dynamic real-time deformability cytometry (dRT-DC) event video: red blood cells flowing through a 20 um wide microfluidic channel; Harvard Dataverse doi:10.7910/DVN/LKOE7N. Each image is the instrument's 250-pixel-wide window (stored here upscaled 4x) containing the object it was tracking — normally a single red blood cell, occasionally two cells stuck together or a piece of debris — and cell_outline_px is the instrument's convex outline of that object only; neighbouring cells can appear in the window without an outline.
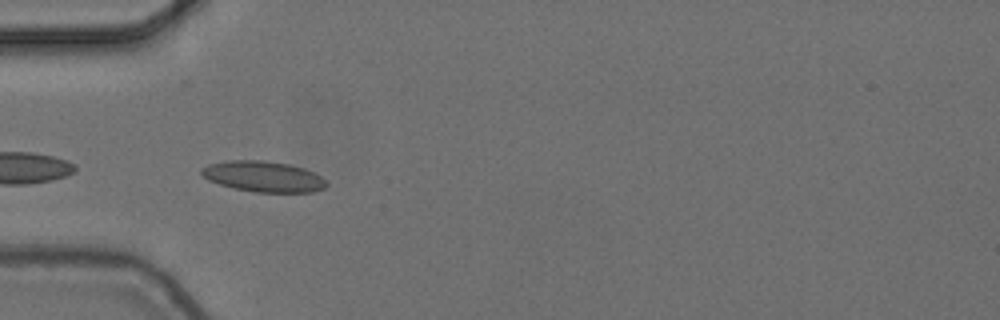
{"species": "common noctule bat (a hibernating species)", "species_latin": "Nyctalus noctula", "temperature_condition": "cold", "stored_images_in_passage": 8, "camera_frame_rate_fps": 3000, "um_per_image_px": 0.085, "animal": {"sex": "female", "body_mass_g": 24.6, "forearm_length_mm": 56.2}, "frame": {"image": 1, "passage_image": 2, "time_ms": 0.333, "image_size_px": [1000, 320], "cell_outline_px": [[328, 184], [324, 188], [312, 192], [256, 192], [232, 188], [208, 180], [200, 172], [200, 168], [208, 164], [228, 160], [264, 160], [288, 164], [304, 168], [320, 176]], "centroid_in_image_um": [22.35, 15.0], "position_along_channel_um": 62.6, "area_um2": 22.37}}
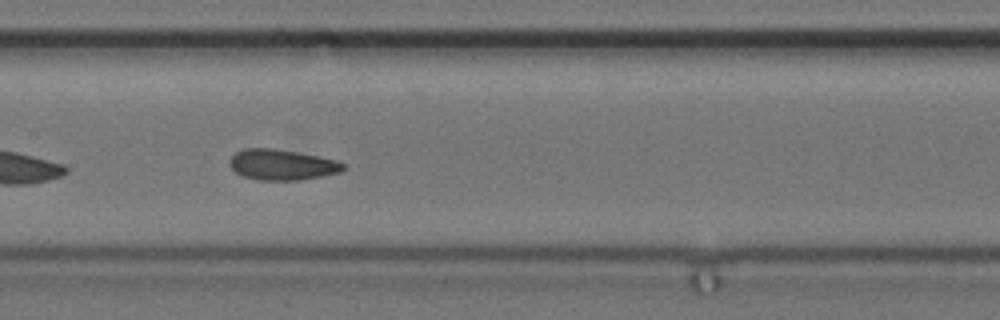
{"frame": {"image": 2, "passage_image": 5, "time_ms": 1.333, "image_size_px": [1000, 320], "cell_outline_px": [[344, 168], [340, 172], [300, 180], [260, 180], [244, 176], [236, 172], [232, 168], [228, 160], [236, 152], [244, 148], [272, 148], [296, 152], [336, 160], [344, 164]], "centroid_in_image_um": [23.93, 14.0], "position_along_channel_um": 183.5, "area_um2": 20.0}}
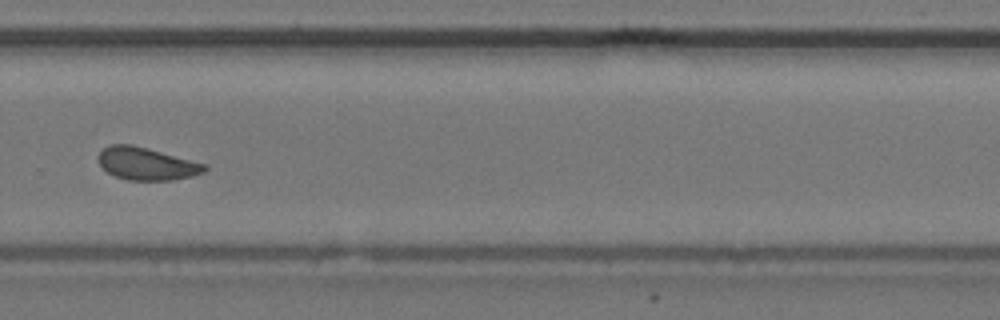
{"frame": {"image": 3, "passage_image": 8, "time_ms": 2.333, "image_size_px": [1000, 320], "cell_outline_px": [[208, 168], [204, 172], [192, 176], [172, 180], [128, 180], [116, 176], [108, 172], [100, 164], [96, 156], [108, 144], [132, 144], [208, 164]], "centroid_in_image_um": [12.47, 13.91], "position_along_channel_um": 317.3, "area_um2": 20.23}}